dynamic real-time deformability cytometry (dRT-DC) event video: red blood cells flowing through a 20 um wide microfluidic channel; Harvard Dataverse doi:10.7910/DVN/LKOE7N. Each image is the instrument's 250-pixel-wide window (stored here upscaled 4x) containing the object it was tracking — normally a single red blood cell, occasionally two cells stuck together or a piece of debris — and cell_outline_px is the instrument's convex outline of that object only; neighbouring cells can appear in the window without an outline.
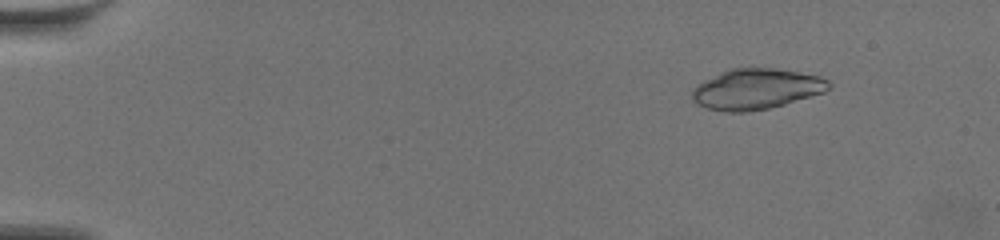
{"species": "common noctule bat (a hibernating species)", "species_latin": "Nyctalus noctula", "temperature_condition": "warm", "stored_images_in_passage": 54, "camera_frame_rate_fps": 3000, "um_per_image_px": 0.085, "animal": {"sex": "female", "body_mass_g": 19.5, "forearm_length_mm": 54.1}, "frame": {"image": 1, "passage_image": 2, "time_ms": 0.333, "image_size_px": [1000, 240], "cell_outline_px": [[832, 88], [824, 92], [784, 104], [768, 108], [748, 112], [724, 112], [708, 108], [692, 100], [692, 88], [696, 84], [704, 80], [732, 68], [772, 68], [820, 76], [828, 80], [832, 84]], "centroid_in_image_um": [64.29, 7.57], "position_along_channel_um": 20.7, "area_um2": 32.14}}